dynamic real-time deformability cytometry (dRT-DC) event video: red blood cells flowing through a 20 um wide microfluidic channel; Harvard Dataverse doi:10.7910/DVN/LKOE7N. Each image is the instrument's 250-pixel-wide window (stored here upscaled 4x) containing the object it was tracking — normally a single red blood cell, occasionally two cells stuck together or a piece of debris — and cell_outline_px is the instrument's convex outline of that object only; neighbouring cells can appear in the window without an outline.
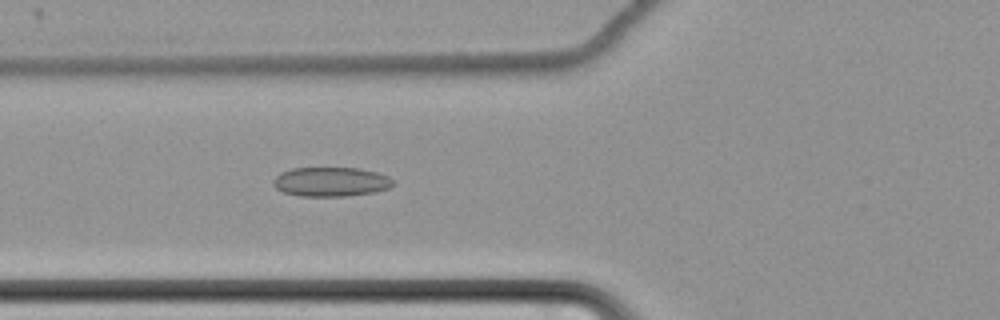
{"species": "common noctule bat (a hibernating species)", "species_latin": "Nyctalus noctula", "temperature_condition": "cold", "stored_images_in_passage": 64, "camera_frame_rate_fps": 3000, "um_per_image_px": 0.085, "animal": {"sex": "female", "body_mass_g": 22.7, "forearm_length_mm": 54.2}, "frame": {"image": 1, "passage_image": 27, "time_ms": 8.667, "image_size_px": [1000, 320], "cell_outline_px": [[392, 184], [388, 188], [376, 192], [348, 196], [300, 196], [284, 192], [276, 188], [272, 184], [272, 180], [280, 172], [292, 168], [360, 168], [376, 172], [388, 176], [392, 180]], "centroid_in_image_um": [28.1, 15.45], "position_along_channel_um": 97.7, "area_um2": 20.52}}
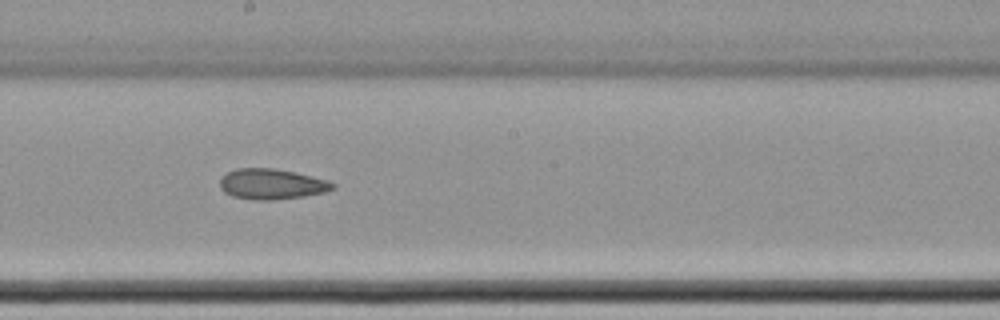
{"frame": {"image": 2, "passage_image": 38, "time_ms": 12.333, "image_size_px": [1000, 320], "cell_outline_px": [[336, 188], [324, 192], [304, 196], [272, 200], [252, 200], [232, 196], [224, 192], [220, 188], [220, 180], [228, 172], [236, 168], [272, 168], [296, 172], [328, 180], [336, 184]], "centroid_in_image_um": [23.11, 15.65], "position_along_channel_um": 225.1, "area_um2": 20.11}}
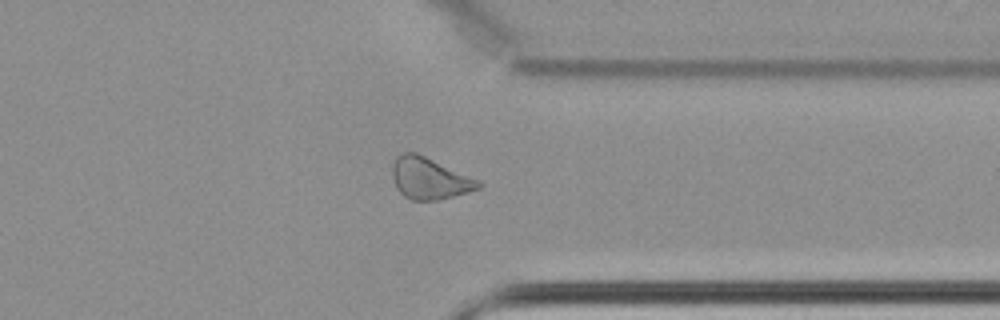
{"frame": {"image": 3, "passage_image": 51, "time_ms": 16.667, "image_size_px": [1000, 320], "cell_outline_px": [[484, 184], [480, 188], [468, 192], [436, 200], [412, 200], [404, 196], [396, 188], [392, 176], [392, 160], [396, 156], [404, 152], [416, 152], [480, 180]], "centroid_in_image_um": [36.49, 15.15], "position_along_channel_um": 374.9, "area_um2": 20.98}, "authors_computed_cell_mechanics": {"area_um2": 21.7328, "velocity_mm_per_s": 3.4766, "shape_relaxation_time_tau1_ms": null, "shape_relaxation_time_tau2_ms": 5.286, "deformation_change_tau1": null, "deformation_change_tau2": 0.1168}}